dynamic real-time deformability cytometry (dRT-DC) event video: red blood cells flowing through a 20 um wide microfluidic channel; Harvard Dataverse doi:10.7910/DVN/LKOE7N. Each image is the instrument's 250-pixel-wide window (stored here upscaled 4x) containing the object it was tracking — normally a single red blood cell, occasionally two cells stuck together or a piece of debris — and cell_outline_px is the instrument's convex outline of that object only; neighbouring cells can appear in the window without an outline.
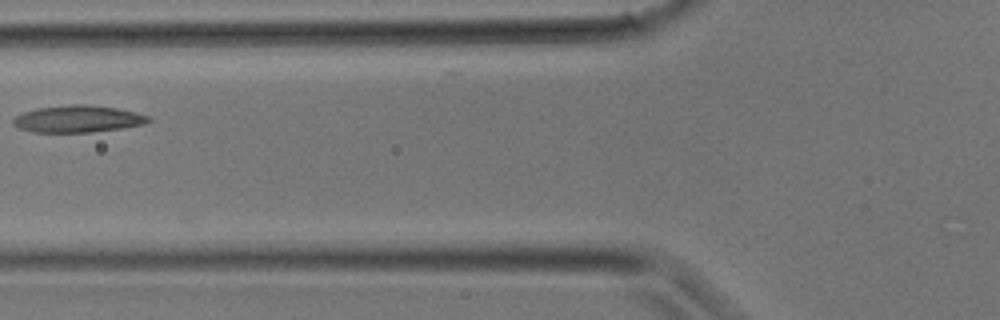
{"species": "common noctule bat (a hibernating species)", "species_latin": "Nyctalus noctula", "temperature_condition": "room temperature", "stored_images_in_passage": 26, "camera_frame_rate_fps": 3000, "um_per_image_px": 0.085, "animal": {"sex": "male", "body_mass_g": 17.9}, "frame": {"image": 1, "passage_image": 8, "time_ms": 2.333, "image_size_px": [1000, 320], "cell_outline_px": [[152, 120], [144, 124], [124, 128], [92, 132], [32, 132], [20, 128], [12, 124], [12, 120], [16, 116], [24, 112], [36, 108], [72, 104], [88, 104], [116, 108], [148, 116]], "centroid_in_image_um": [6.6, 10.11], "position_along_channel_um": 119.2, "area_um2": 21.21}}
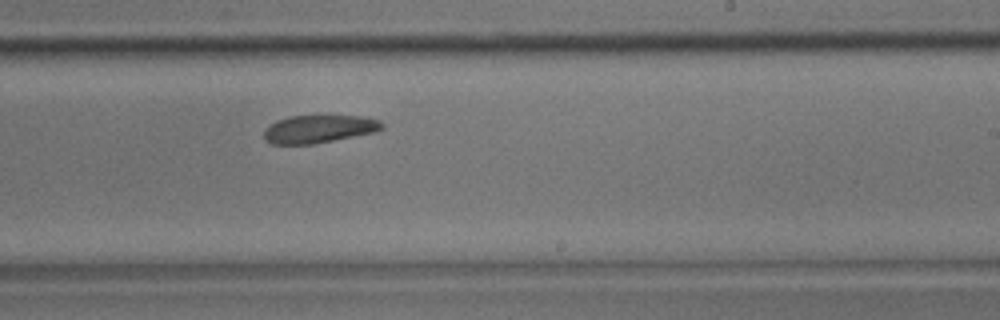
{"frame": {"image": 2, "passage_image": 15, "time_ms": 4.667, "image_size_px": [1000, 320], "cell_outline_px": [[384, 128], [376, 132], [312, 144], [272, 144], [264, 140], [264, 132], [276, 120], [288, 116], [360, 116], [380, 120], [384, 124]], "centroid_in_image_um": [27.13, 10.96], "position_along_channel_um": 261.9, "area_um2": 19.07}}
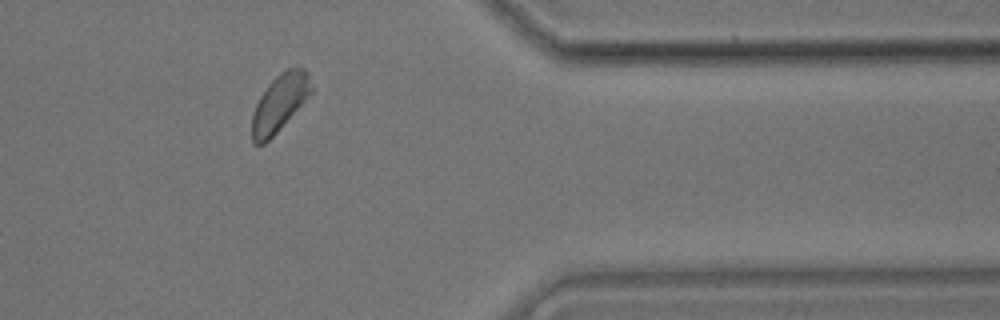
{"frame": {"image": 3, "passage_image": 22, "time_ms": 7.0, "image_size_px": [1000, 320], "cell_outline_px": [[312, 92], [276, 132], [264, 144], [252, 144], [252, 112], [260, 96], [268, 84], [284, 68], [300, 64], [308, 72], [312, 88]], "centroid_in_image_um": [23.77, 8.68], "position_along_channel_um": 387.6, "area_um2": 19.71}}